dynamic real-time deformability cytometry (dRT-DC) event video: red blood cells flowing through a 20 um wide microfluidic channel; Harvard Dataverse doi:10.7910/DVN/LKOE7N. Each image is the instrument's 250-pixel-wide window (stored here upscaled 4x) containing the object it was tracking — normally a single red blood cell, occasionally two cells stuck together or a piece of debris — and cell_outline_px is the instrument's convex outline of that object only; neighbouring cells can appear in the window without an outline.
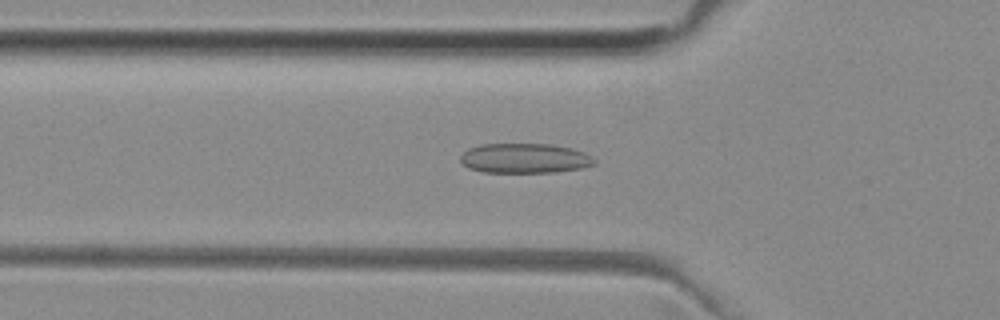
{"species": "common noctule bat (a hibernating species)", "species_latin": "Nyctalus noctula", "temperature_condition": "room temperature", "stored_images_in_passage": 45, "camera_frame_rate_fps": 3000, "um_per_image_px": 0.085, "animal": {"sex": "female", "body_mass_g": 29.2, "forearm_length_mm": 56.3}, "frame": {"image": 1, "passage_image": 17, "time_ms": 5.333, "image_size_px": [1000, 320], "cell_outline_px": [[596, 164], [580, 168], [556, 172], [484, 172], [468, 168], [460, 160], [460, 156], [468, 148], [480, 144], [548, 144], [572, 148], [584, 152], [592, 156], [596, 160]], "centroid_in_image_um": [44.6, 13.45], "position_along_channel_um": 81.2, "area_um2": 23.29}}
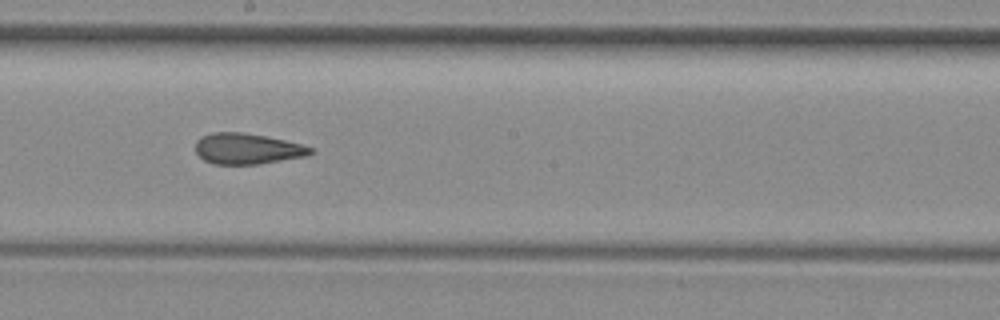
{"frame": {"image": 2, "passage_image": 28, "time_ms": 9.0, "image_size_px": [1000, 320], "cell_outline_px": [[312, 152], [308, 156], [260, 164], [212, 164], [204, 160], [196, 152], [196, 140], [200, 136], [212, 132], [240, 132], [264, 136], [284, 140], [300, 144], [312, 148]], "centroid_in_image_um": [20.99, 12.65], "position_along_channel_um": 227.2, "area_um2": 20.63}}
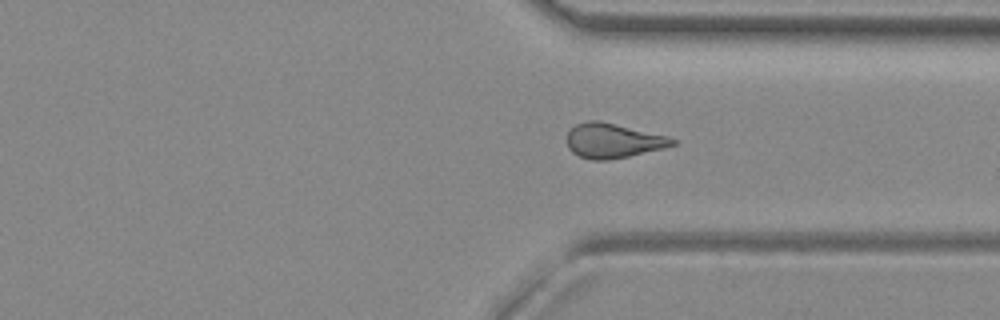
{"frame": {"image": 3, "passage_image": 38, "time_ms": 12.333, "image_size_px": [1000, 320], "cell_outline_px": [[676, 144], [664, 148], [628, 156], [608, 160], [592, 160], [580, 156], [572, 152], [568, 148], [568, 132], [576, 124], [588, 120], [600, 120], [668, 136], [676, 140]], "centroid_in_image_um": [52.11, 11.95], "position_along_channel_um": 359.3, "area_um2": 21.21}}